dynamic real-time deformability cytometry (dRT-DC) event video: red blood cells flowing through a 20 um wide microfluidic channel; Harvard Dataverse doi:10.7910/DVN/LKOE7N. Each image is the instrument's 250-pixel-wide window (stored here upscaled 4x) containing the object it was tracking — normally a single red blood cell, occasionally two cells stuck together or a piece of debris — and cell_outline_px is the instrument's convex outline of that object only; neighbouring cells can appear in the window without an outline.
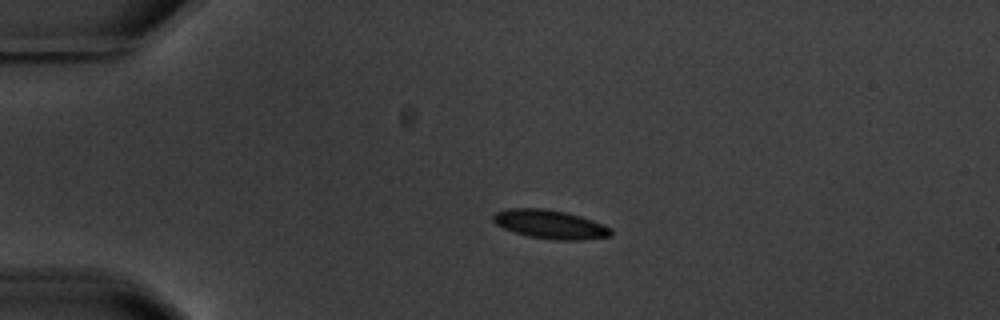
{"species": "common noctule bat (a hibernating species)", "species_latin": "Nyctalus noctula", "temperature_condition": "warm", "stored_images_in_passage": 3, "camera_frame_rate_fps": 3000, "um_per_image_px": 0.085, "animal": {"sex": "male", "body_mass_g": 20.1, "forearm_length_mm": 53.5}, "frame": {"image": 1, "passage_image": 2, "time_ms": 1.333, "image_size_px": [1000, 320], "cell_outline_px": [[612, 236], [584, 240], [552, 240], [528, 236], [504, 228], [496, 224], [492, 220], [492, 216], [496, 212], [508, 208], [540, 208], [564, 212], [580, 216], [604, 224], [612, 228]], "centroid_in_image_um": [46.79, 19.08], "position_along_channel_um": 38.2, "area_um2": 19.77}}